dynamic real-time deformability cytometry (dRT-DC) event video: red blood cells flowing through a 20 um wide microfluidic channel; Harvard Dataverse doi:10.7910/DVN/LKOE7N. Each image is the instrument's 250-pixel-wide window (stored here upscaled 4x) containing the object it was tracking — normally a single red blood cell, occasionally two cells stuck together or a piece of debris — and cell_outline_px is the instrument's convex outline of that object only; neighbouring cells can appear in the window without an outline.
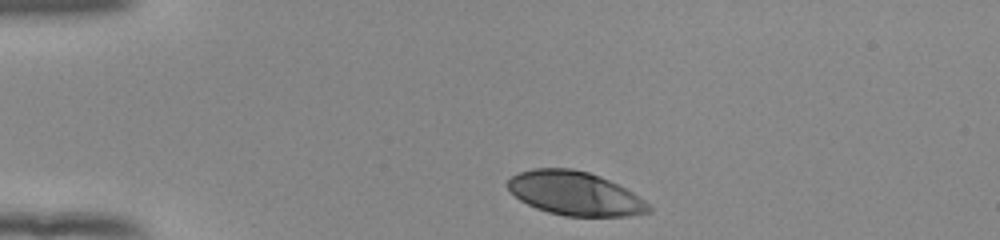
{"species": "human", "species_latin": "Homo sapiens", "temperature_condition": "room temperature", "stored_images_in_passage": 34, "camera_frame_rate_fps": 3000, "um_per_image_px": 0.085, "donor": {"sex": "female"}, "frame": {"image": 1, "passage_image": 1, "time_ms": 0.0, "image_size_px": [1000, 240], "cell_outline_px": [[652, 212], [628, 216], [564, 216], [548, 212], [536, 208], [520, 200], [508, 188], [508, 180], [512, 176], [520, 172], [532, 168], [572, 168], [588, 172], [600, 176], [632, 192], [644, 200], [652, 208]], "centroid_in_image_um": [48.88, 16.45], "position_along_channel_um": 36.1, "area_um2": 35.78}}
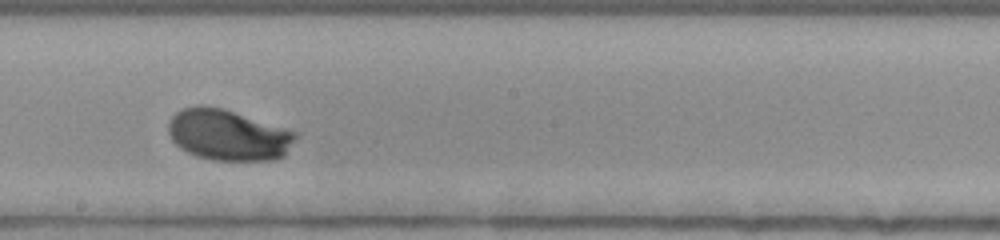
{"frame": {"image": 2, "passage_image": 20, "time_ms": 6.333, "image_size_px": [1000, 240], "cell_outline_px": [[300, 132], [284, 156], [272, 160], [212, 160], [196, 156], [180, 148], [172, 140], [168, 132], [168, 120], [176, 112], [184, 108], [196, 104], [200, 104], [220, 108]], "centroid_in_image_um": [19.38, 11.47], "position_along_channel_um": 228.8, "area_um2": 37.86}}
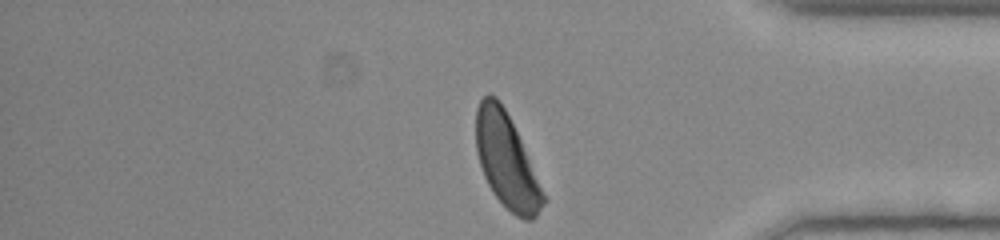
{"frame": {"image": 3, "passage_image": 34, "time_ms": 11.0, "image_size_px": [1000, 240], "cell_outline_px": [[548, 200], [536, 216], [532, 220], [524, 220], [516, 216], [492, 192], [484, 176], [476, 152], [476, 108], [480, 100], [488, 92], [496, 96], [504, 108], [520, 140]], "centroid_in_image_um": [43.05, 13.68], "position_along_channel_um": 392.2, "area_um2": 36.53}, "authors_computed_cell_mechanics": {"area_um2": 37.1943, "velocity_mm_per_s": 3.8594, "shape_relaxation_time_tau1_ms": 2.0999, "shape_relaxation_time_tau2_ms": null, "deformation_change_tau1": 0.1533, "deformation_change_tau2": null}}